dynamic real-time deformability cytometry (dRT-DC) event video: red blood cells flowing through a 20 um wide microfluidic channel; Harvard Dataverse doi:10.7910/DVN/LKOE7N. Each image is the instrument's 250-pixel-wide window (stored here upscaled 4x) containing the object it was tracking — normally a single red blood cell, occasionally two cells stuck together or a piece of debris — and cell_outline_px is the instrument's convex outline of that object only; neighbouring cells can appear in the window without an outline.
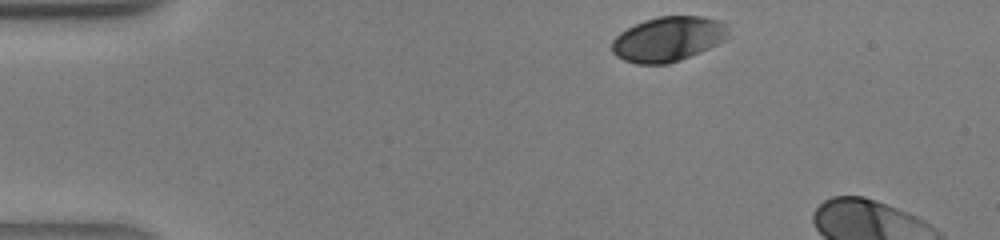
{"species": "human", "species_latin": "Homo sapiens", "temperature_condition": "warm", "stored_images_in_passage": 7, "camera_frame_rate_fps": 3000, "um_per_image_px": 0.085, "donor": {"sex": "male"}, "frame": {"image": 1, "passage_image": 1, "time_ms": 0.0, "image_size_px": [1000, 240], "cell_outline_px": [[728, 36], [724, 40], [700, 52], [680, 60], [668, 64], [636, 64], [624, 60], [616, 56], [612, 52], [612, 40], [620, 32], [644, 20], [656, 16], [700, 16], [720, 20], [728, 24]], "centroid_in_image_um": [56.79, 3.31], "position_along_channel_um": 28.2, "area_um2": 30.52}}